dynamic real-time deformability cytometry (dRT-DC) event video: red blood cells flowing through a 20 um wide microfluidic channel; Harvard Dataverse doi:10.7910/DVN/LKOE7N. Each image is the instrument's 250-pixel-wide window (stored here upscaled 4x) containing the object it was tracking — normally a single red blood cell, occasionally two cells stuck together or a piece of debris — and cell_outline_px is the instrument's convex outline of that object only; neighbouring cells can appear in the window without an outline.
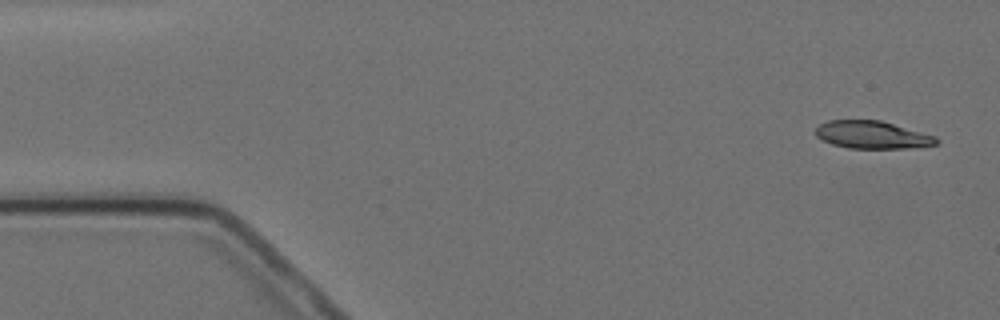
{"species": "Egyptian fruit bat (a non-hibernating species)", "species_latin": "Rousettus aegyptiacus", "temperature_condition": "cold", "stored_images_in_passage": 4, "camera_frame_rate_fps": 3000, "um_per_image_px": 0.085, "animal": {"sex": "female"}, "frame": {"image": 1, "passage_image": 1, "time_ms": 0.0, "image_size_px": [1000, 320], "cell_outline_px": [[940, 140], [936, 144], [908, 148], [848, 148], [832, 144], [816, 136], [816, 128], [820, 124], [828, 120], [880, 120], [936, 136]], "centroid_in_image_um": [74.14, 11.46], "position_along_channel_um": 10.9, "area_um2": 19.31}}
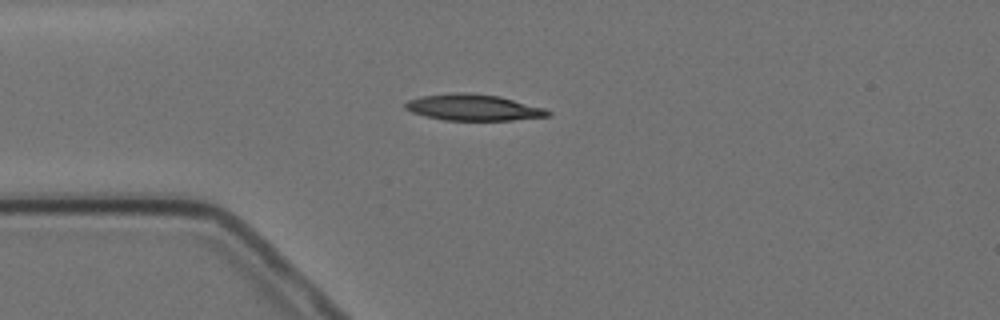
{"frame": {"image": 2, "passage_image": 4, "time_ms": 3.667, "image_size_px": [1000, 320], "cell_outline_px": [[552, 116], [512, 120], [444, 120], [424, 116], [412, 112], [404, 108], [404, 104], [408, 100], [420, 96], [456, 92], [464, 92], [500, 96], [544, 108], [552, 112]], "centroid_in_image_um": [40.23, 9.13], "position_along_channel_um": 44.8, "area_um2": 21.91}}